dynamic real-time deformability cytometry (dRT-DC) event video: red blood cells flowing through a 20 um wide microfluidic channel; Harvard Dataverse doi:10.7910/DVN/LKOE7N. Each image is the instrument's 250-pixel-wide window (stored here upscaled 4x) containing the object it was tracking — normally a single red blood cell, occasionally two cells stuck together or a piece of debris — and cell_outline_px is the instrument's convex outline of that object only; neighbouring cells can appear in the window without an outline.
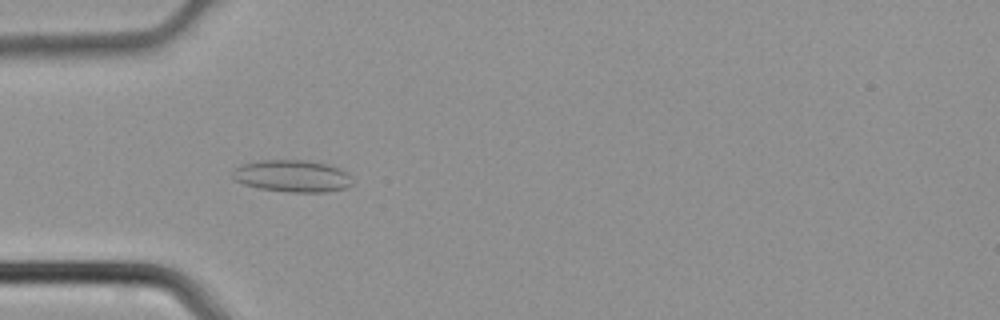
{"species": "common noctule bat (a hibernating species)", "species_latin": "Nyctalus noctula", "temperature_condition": "cold", "stored_images_in_passage": 32, "camera_frame_rate_fps": 3000, "um_per_image_px": 0.085, "animal": {"sex": "male", "body_mass_g": 21.5, "forearm_length_mm": 52.0}, "frame": {"image": 1, "passage_image": 7, "time_ms": 2.0, "image_size_px": [1000, 320], "cell_outline_px": [[352, 184], [348, 188], [324, 192], [288, 192], [260, 188], [244, 184], [236, 180], [232, 176], [232, 172], [240, 164], [264, 160], [304, 160], [324, 164], [340, 168], [348, 176]], "centroid_in_image_um": [24.82, 14.97], "position_along_channel_um": 60.2, "area_um2": 22.08}}
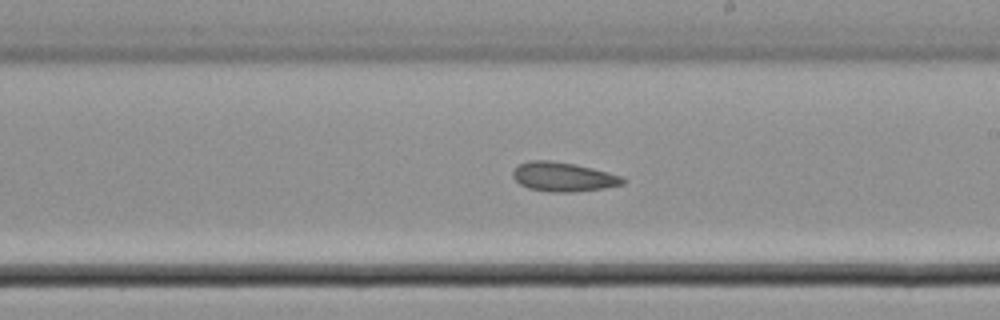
{"frame": {"image": 2, "passage_image": 19, "time_ms": 6.0, "image_size_px": [1000, 320], "cell_outline_px": [[624, 184], [604, 188], [572, 192], [556, 192], [528, 188], [520, 184], [512, 176], [512, 172], [520, 164], [528, 160], [552, 160], [576, 164], [592, 168], [620, 176], [624, 180]], "centroid_in_image_um": [47.85, 15.02], "position_along_channel_um": 241.2, "area_um2": 18.55}}
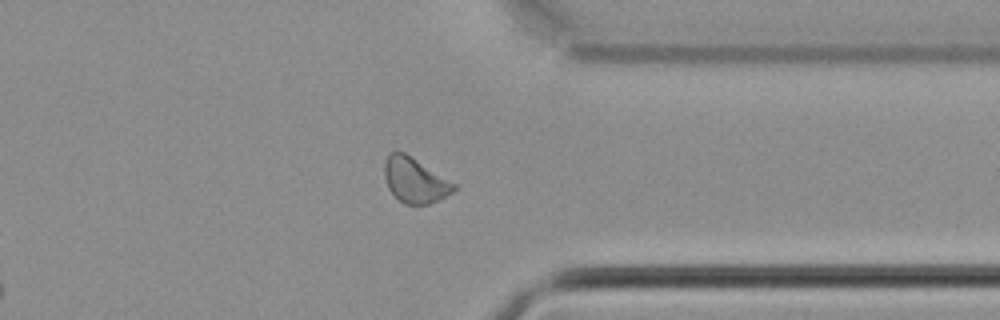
{"frame": {"image": 3, "passage_image": 28, "time_ms": 9.0, "image_size_px": [1000, 320], "cell_outline_px": [[456, 188], [452, 192], [428, 204], [404, 204], [388, 188], [384, 176], [384, 160], [392, 152], [404, 152], [456, 184]], "centroid_in_image_um": [35.24, 15.31], "position_along_channel_um": 376.2, "area_um2": 17.8}}